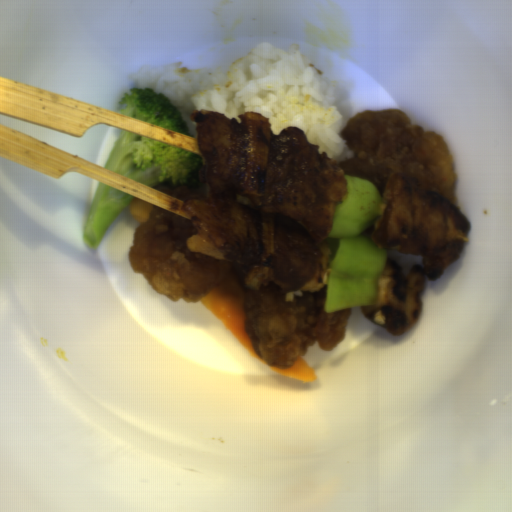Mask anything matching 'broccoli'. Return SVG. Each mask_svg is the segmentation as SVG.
Masks as SVG:
<instances>
[{"mask_svg": "<svg viewBox=\"0 0 512 512\" xmlns=\"http://www.w3.org/2000/svg\"><path fill=\"white\" fill-rule=\"evenodd\" d=\"M201 164L202 155L121 129L104 168L152 187L171 179L174 186L195 188Z\"/></svg>", "mask_w": 512, "mask_h": 512, "instance_id": "1706d50b", "label": "broccoli"}, {"mask_svg": "<svg viewBox=\"0 0 512 512\" xmlns=\"http://www.w3.org/2000/svg\"><path fill=\"white\" fill-rule=\"evenodd\" d=\"M118 103L122 105L118 114L194 136L188 130L179 108L163 92L151 87L138 89L134 86L123 93Z\"/></svg>", "mask_w": 512, "mask_h": 512, "instance_id": "ccd96aad", "label": "broccoli"}, {"mask_svg": "<svg viewBox=\"0 0 512 512\" xmlns=\"http://www.w3.org/2000/svg\"><path fill=\"white\" fill-rule=\"evenodd\" d=\"M136 196L97 182L89 211L81 230V239L95 250L104 234Z\"/></svg>", "mask_w": 512, "mask_h": 512, "instance_id": "226fcaf6", "label": "broccoli"}]
</instances>
